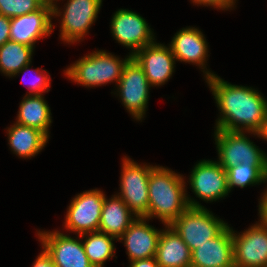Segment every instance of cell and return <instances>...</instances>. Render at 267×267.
<instances>
[{
  "instance_id": "cell-1",
  "label": "cell",
  "mask_w": 267,
  "mask_h": 267,
  "mask_svg": "<svg viewBox=\"0 0 267 267\" xmlns=\"http://www.w3.org/2000/svg\"><path fill=\"white\" fill-rule=\"evenodd\" d=\"M205 81L220 113L215 129L256 133L262 131L267 119V100L261 92L253 87L231 84L217 74Z\"/></svg>"
},
{
  "instance_id": "cell-2",
  "label": "cell",
  "mask_w": 267,
  "mask_h": 267,
  "mask_svg": "<svg viewBox=\"0 0 267 267\" xmlns=\"http://www.w3.org/2000/svg\"><path fill=\"white\" fill-rule=\"evenodd\" d=\"M185 177L164 166H155L148 182V221L157 218L170 225L188 207L204 208L187 193Z\"/></svg>"
},
{
  "instance_id": "cell-3",
  "label": "cell",
  "mask_w": 267,
  "mask_h": 267,
  "mask_svg": "<svg viewBox=\"0 0 267 267\" xmlns=\"http://www.w3.org/2000/svg\"><path fill=\"white\" fill-rule=\"evenodd\" d=\"M131 57L129 54L125 59H120L105 50H96L76 60L64 70V74L72 82L88 88L111 82L117 85Z\"/></svg>"
},
{
  "instance_id": "cell-4",
  "label": "cell",
  "mask_w": 267,
  "mask_h": 267,
  "mask_svg": "<svg viewBox=\"0 0 267 267\" xmlns=\"http://www.w3.org/2000/svg\"><path fill=\"white\" fill-rule=\"evenodd\" d=\"M261 139L260 133L215 129L217 162L227 171L238 164L267 166V154L260 150L247 134Z\"/></svg>"
},
{
  "instance_id": "cell-5",
  "label": "cell",
  "mask_w": 267,
  "mask_h": 267,
  "mask_svg": "<svg viewBox=\"0 0 267 267\" xmlns=\"http://www.w3.org/2000/svg\"><path fill=\"white\" fill-rule=\"evenodd\" d=\"M170 226L192 251L218 236L228 223L216 217L206 207H188Z\"/></svg>"
},
{
  "instance_id": "cell-6",
  "label": "cell",
  "mask_w": 267,
  "mask_h": 267,
  "mask_svg": "<svg viewBox=\"0 0 267 267\" xmlns=\"http://www.w3.org/2000/svg\"><path fill=\"white\" fill-rule=\"evenodd\" d=\"M103 0H68L63 10L52 8V17H60V40L68 44L80 42L96 21ZM62 10V11H61Z\"/></svg>"
},
{
  "instance_id": "cell-7",
  "label": "cell",
  "mask_w": 267,
  "mask_h": 267,
  "mask_svg": "<svg viewBox=\"0 0 267 267\" xmlns=\"http://www.w3.org/2000/svg\"><path fill=\"white\" fill-rule=\"evenodd\" d=\"M156 165L138 164L127 156L122 158L120 192L118 195L137 217L148 215V182Z\"/></svg>"
},
{
  "instance_id": "cell-8",
  "label": "cell",
  "mask_w": 267,
  "mask_h": 267,
  "mask_svg": "<svg viewBox=\"0 0 267 267\" xmlns=\"http://www.w3.org/2000/svg\"><path fill=\"white\" fill-rule=\"evenodd\" d=\"M151 87L142 67L131 57L123 68L116 94L137 121L142 122L145 117Z\"/></svg>"
},
{
  "instance_id": "cell-9",
  "label": "cell",
  "mask_w": 267,
  "mask_h": 267,
  "mask_svg": "<svg viewBox=\"0 0 267 267\" xmlns=\"http://www.w3.org/2000/svg\"><path fill=\"white\" fill-rule=\"evenodd\" d=\"M104 200L105 194L99 189L77 194L67 208L64 228L77 235L98 231Z\"/></svg>"
},
{
  "instance_id": "cell-10",
  "label": "cell",
  "mask_w": 267,
  "mask_h": 267,
  "mask_svg": "<svg viewBox=\"0 0 267 267\" xmlns=\"http://www.w3.org/2000/svg\"><path fill=\"white\" fill-rule=\"evenodd\" d=\"M110 29L113 38L131 49V56L137 51L155 42L154 31L150 28L147 21L135 11L129 9H118L114 12Z\"/></svg>"
},
{
  "instance_id": "cell-11",
  "label": "cell",
  "mask_w": 267,
  "mask_h": 267,
  "mask_svg": "<svg viewBox=\"0 0 267 267\" xmlns=\"http://www.w3.org/2000/svg\"><path fill=\"white\" fill-rule=\"evenodd\" d=\"M37 233L41 247L57 267H94L85 253L81 235L74 239L58 230Z\"/></svg>"
},
{
  "instance_id": "cell-12",
  "label": "cell",
  "mask_w": 267,
  "mask_h": 267,
  "mask_svg": "<svg viewBox=\"0 0 267 267\" xmlns=\"http://www.w3.org/2000/svg\"><path fill=\"white\" fill-rule=\"evenodd\" d=\"M232 229L234 265L267 267V225L261 220L242 233Z\"/></svg>"
},
{
  "instance_id": "cell-13",
  "label": "cell",
  "mask_w": 267,
  "mask_h": 267,
  "mask_svg": "<svg viewBox=\"0 0 267 267\" xmlns=\"http://www.w3.org/2000/svg\"><path fill=\"white\" fill-rule=\"evenodd\" d=\"M188 179L196 198L204 202L218 201L230 193L227 171L216 160L196 162Z\"/></svg>"
},
{
  "instance_id": "cell-14",
  "label": "cell",
  "mask_w": 267,
  "mask_h": 267,
  "mask_svg": "<svg viewBox=\"0 0 267 267\" xmlns=\"http://www.w3.org/2000/svg\"><path fill=\"white\" fill-rule=\"evenodd\" d=\"M176 61L192 63L199 66L204 79L214 76L206 67L208 42L201 30L195 27L182 28L172 38L169 44Z\"/></svg>"
},
{
  "instance_id": "cell-15",
  "label": "cell",
  "mask_w": 267,
  "mask_h": 267,
  "mask_svg": "<svg viewBox=\"0 0 267 267\" xmlns=\"http://www.w3.org/2000/svg\"><path fill=\"white\" fill-rule=\"evenodd\" d=\"M132 57L142 67L152 87L164 85L175 70L176 59L170 46L156 41L146 45Z\"/></svg>"
},
{
  "instance_id": "cell-16",
  "label": "cell",
  "mask_w": 267,
  "mask_h": 267,
  "mask_svg": "<svg viewBox=\"0 0 267 267\" xmlns=\"http://www.w3.org/2000/svg\"><path fill=\"white\" fill-rule=\"evenodd\" d=\"M52 7L42 5L39 9L10 18V40L35 48L41 38L52 34Z\"/></svg>"
},
{
  "instance_id": "cell-17",
  "label": "cell",
  "mask_w": 267,
  "mask_h": 267,
  "mask_svg": "<svg viewBox=\"0 0 267 267\" xmlns=\"http://www.w3.org/2000/svg\"><path fill=\"white\" fill-rule=\"evenodd\" d=\"M145 217H137L117 241H124L129 262L155 257L160 233L147 223Z\"/></svg>"
},
{
  "instance_id": "cell-18",
  "label": "cell",
  "mask_w": 267,
  "mask_h": 267,
  "mask_svg": "<svg viewBox=\"0 0 267 267\" xmlns=\"http://www.w3.org/2000/svg\"><path fill=\"white\" fill-rule=\"evenodd\" d=\"M234 265L232 227L191 251L190 267H226Z\"/></svg>"
},
{
  "instance_id": "cell-19",
  "label": "cell",
  "mask_w": 267,
  "mask_h": 267,
  "mask_svg": "<svg viewBox=\"0 0 267 267\" xmlns=\"http://www.w3.org/2000/svg\"><path fill=\"white\" fill-rule=\"evenodd\" d=\"M165 228V229H164ZM160 233L155 259L160 267H190L191 251L178 233L166 225Z\"/></svg>"
},
{
  "instance_id": "cell-20",
  "label": "cell",
  "mask_w": 267,
  "mask_h": 267,
  "mask_svg": "<svg viewBox=\"0 0 267 267\" xmlns=\"http://www.w3.org/2000/svg\"><path fill=\"white\" fill-rule=\"evenodd\" d=\"M136 218L137 216L118 195H112L109 199L105 195L98 231L118 240Z\"/></svg>"
},
{
  "instance_id": "cell-21",
  "label": "cell",
  "mask_w": 267,
  "mask_h": 267,
  "mask_svg": "<svg viewBox=\"0 0 267 267\" xmlns=\"http://www.w3.org/2000/svg\"><path fill=\"white\" fill-rule=\"evenodd\" d=\"M7 136L11 151L24 159L35 157L49 141V138L38 129L16 122L8 127Z\"/></svg>"
},
{
  "instance_id": "cell-22",
  "label": "cell",
  "mask_w": 267,
  "mask_h": 267,
  "mask_svg": "<svg viewBox=\"0 0 267 267\" xmlns=\"http://www.w3.org/2000/svg\"><path fill=\"white\" fill-rule=\"evenodd\" d=\"M51 115V110L44 99V94H25L19 105L16 123L38 129L49 138V128L53 122Z\"/></svg>"
},
{
  "instance_id": "cell-23",
  "label": "cell",
  "mask_w": 267,
  "mask_h": 267,
  "mask_svg": "<svg viewBox=\"0 0 267 267\" xmlns=\"http://www.w3.org/2000/svg\"><path fill=\"white\" fill-rule=\"evenodd\" d=\"M81 237L88 260L94 267H104L105 262L116 255L115 237L100 231L84 233Z\"/></svg>"
},
{
  "instance_id": "cell-24",
  "label": "cell",
  "mask_w": 267,
  "mask_h": 267,
  "mask_svg": "<svg viewBox=\"0 0 267 267\" xmlns=\"http://www.w3.org/2000/svg\"><path fill=\"white\" fill-rule=\"evenodd\" d=\"M33 53V47L11 40L6 41L0 46V72L12 78L25 65L32 62Z\"/></svg>"
},
{
  "instance_id": "cell-25",
  "label": "cell",
  "mask_w": 267,
  "mask_h": 267,
  "mask_svg": "<svg viewBox=\"0 0 267 267\" xmlns=\"http://www.w3.org/2000/svg\"><path fill=\"white\" fill-rule=\"evenodd\" d=\"M266 175L267 166L238 164L227 170L228 187L231 191L234 187L244 188L267 183Z\"/></svg>"
},
{
  "instance_id": "cell-26",
  "label": "cell",
  "mask_w": 267,
  "mask_h": 267,
  "mask_svg": "<svg viewBox=\"0 0 267 267\" xmlns=\"http://www.w3.org/2000/svg\"><path fill=\"white\" fill-rule=\"evenodd\" d=\"M32 63H29L27 65H25L19 72H17L16 74H14L12 77H16L17 75L19 76V74H23V75H27V72H29L31 70L30 65ZM32 72L34 71V77L33 79L28 83L29 85H27L28 88V93H26V95H42L43 93H47L50 91V84H51V77L49 76L48 72H46L47 70H43V69H34L31 70ZM26 73V74H25ZM24 77V76H23ZM25 81V78H24ZM23 80L21 81V83H26ZM49 89V90H48Z\"/></svg>"
},
{
  "instance_id": "cell-27",
  "label": "cell",
  "mask_w": 267,
  "mask_h": 267,
  "mask_svg": "<svg viewBox=\"0 0 267 267\" xmlns=\"http://www.w3.org/2000/svg\"><path fill=\"white\" fill-rule=\"evenodd\" d=\"M42 5L39 0H0V15L18 17L33 12Z\"/></svg>"
},
{
  "instance_id": "cell-28",
  "label": "cell",
  "mask_w": 267,
  "mask_h": 267,
  "mask_svg": "<svg viewBox=\"0 0 267 267\" xmlns=\"http://www.w3.org/2000/svg\"><path fill=\"white\" fill-rule=\"evenodd\" d=\"M193 4L203 5L204 6H212L214 9H221V10H231L234 9L236 0H190Z\"/></svg>"
},
{
  "instance_id": "cell-29",
  "label": "cell",
  "mask_w": 267,
  "mask_h": 267,
  "mask_svg": "<svg viewBox=\"0 0 267 267\" xmlns=\"http://www.w3.org/2000/svg\"><path fill=\"white\" fill-rule=\"evenodd\" d=\"M10 18L0 15V46L10 40Z\"/></svg>"
},
{
  "instance_id": "cell-30",
  "label": "cell",
  "mask_w": 267,
  "mask_h": 267,
  "mask_svg": "<svg viewBox=\"0 0 267 267\" xmlns=\"http://www.w3.org/2000/svg\"><path fill=\"white\" fill-rule=\"evenodd\" d=\"M32 267H57L50 255L44 250L40 252L35 261L33 262Z\"/></svg>"
},
{
  "instance_id": "cell-31",
  "label": "cell",
  "mask_w": 267,
  "mask_h": 267,
  "mask_svg": "<svg viewBox=\"0 0 267 267\" xmlns=\"http://www.w3.org/2000/svg\"><path fill=\"white\" fill-rule=\"evenodd\" d=\"M262 193L258 205L259 218L265 225H267V188L264 189V192Z\"/></svg>"
},
{
  "instance_id": "cell-32",
  "label": "cell",
  "mask_w": 267,
  "mask_h": 267,
  "mask_svg": "<svg viewBox=\"0 0 267 267\" xmlns=\"http://www.w3.org/2000/svg\"><path fill=\"white\" fill-rule=\"evenodd\" d=\"M129 264L130 265L128 267H160L155 257L134 260L131 261Z\"/></svg>"
},
{
  "instance_id": "cell-33",
  "label": "cell",
  "mask_w": 267,
  "mask_h": 267,
  "mask_svg": "<svg viewBox=\"0 0 267 267\" xmlns=\"http://www.w3.org/2000/svg\"><path fill=\"white\" fill-rule=\"evenodd\" d=\"M43 5H47V6H50V7H54L57 5V2L59 0H39Z\"/></svg>"
},
{
  "instance_id": "cell-34",
  "label": "cell",
  "mask_w": 267,
  "mask_h": 267,
  "mask_svg": "<svg viewBox=\"0 0 267 267\" xmlns=\"http://www.w3.org/2000/svg\"><path fill=\"white\" fill-rule=\"evenodd\" d=\"M260 136H261V139L267 141V119L264 123V127H263L262 131L260 132Z\"/></svg>"
}]
</instances>
